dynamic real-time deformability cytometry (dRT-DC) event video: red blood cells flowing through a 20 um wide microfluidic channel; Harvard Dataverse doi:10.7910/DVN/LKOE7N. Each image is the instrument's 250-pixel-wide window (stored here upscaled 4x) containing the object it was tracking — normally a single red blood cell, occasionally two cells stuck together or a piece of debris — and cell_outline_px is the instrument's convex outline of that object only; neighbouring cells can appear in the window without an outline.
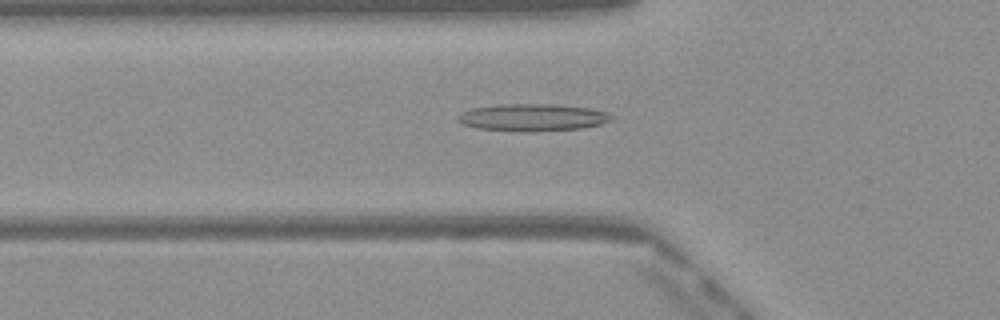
{"species": "Egyptian fruit bat (a non-hibernating species)", "species_latin": "Rousettus aegyptiacus", "temperature_condition": "warm", "stored_images_in_passage": 45, "camera_frame_rate_fps": 3000, "um_per_image_px": 0.085, "frame": {"image": 1, "passage_image": 13, "time_ms": 4.0, "image_size_px": [1000, 320], "cell_outline_px": [[616, 116], [612, 120], [600, 124], [580, 128], [524, 132], [476, 128], [464, 124], [456, 116], [460, 112], [472, 108], [500, 104], [552, 104], [592, 108], [608, 112]], "centroid_in_image_um": [45.3, 9.97], "position_along_channel_um": 80.5, "area_um2": 24.45}}
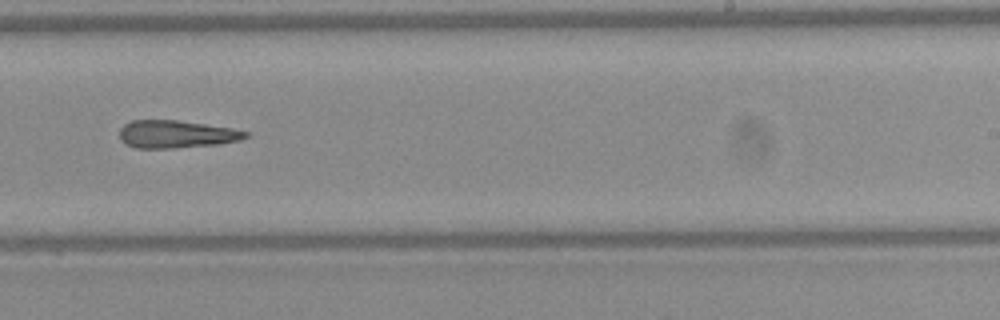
{"frame": {"image": 2, "passage_image": 27, "time_ms": 8.667, "image_size_px": [1000, 320], "cell_outline_px": [[248, 136], [240, 140], [216, 144], [172, 148], [136, 148], [124, 144], [120, 140], [120, 128], [124, 124], [132, 120], [176, 120], [232, 128], [248, 132]], "centroid_in_image_um": [14.93, 11.4], "position_along_channel_um": 274.1, "area_um2": 20.23}}
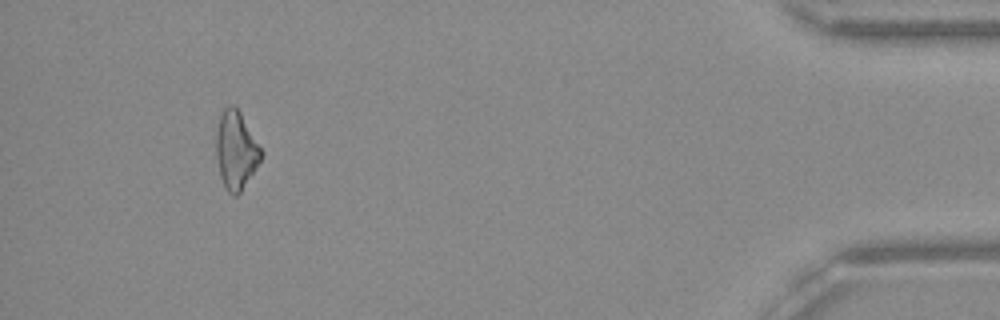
{"frame": {"image": 3, "passage_image": 42, "time_ms": 13.667, "image_size_px": [1000, 320], "cell_outline_px": [[264, 152], [260, 160], [240, 192], [236, 196], [232, 196], [228, 192], [220, 176], [216, 156], [216, 132], [220, 112], [228, 104], [232, 104], [240, 112]], "centroid_in_image_um": [20.04, 12.73], "position_along_channel_um": 415.2, "area_um2": 20.35}}